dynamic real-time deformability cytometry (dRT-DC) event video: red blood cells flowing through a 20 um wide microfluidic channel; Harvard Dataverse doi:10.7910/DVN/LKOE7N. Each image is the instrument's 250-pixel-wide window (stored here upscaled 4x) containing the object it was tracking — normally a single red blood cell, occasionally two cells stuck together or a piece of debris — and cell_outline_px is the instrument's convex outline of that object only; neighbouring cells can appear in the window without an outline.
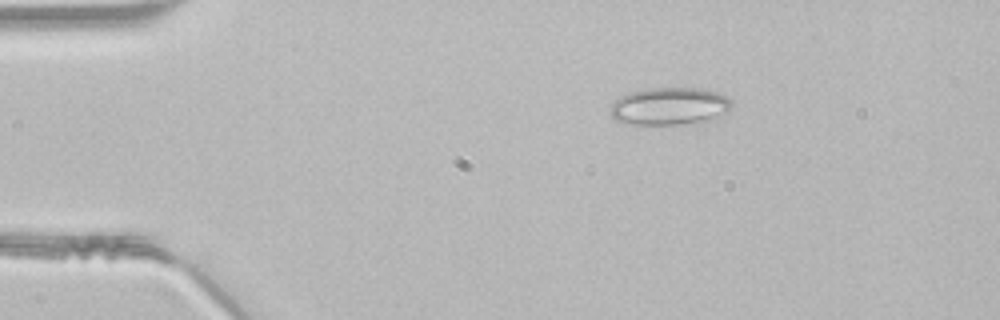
{"species": "common noctule bat (a hibernating species)", "species_latin": "Nyctalus noctula", "temperature_condition": "room temperature", "stored_images_in_passage": 40, "camera_frame_rate_fps": 3000, "um_per_image_px": 0.085, "animal": {"sex": "male", "body_mass_g": 21.5, "forearm_length_mm": 52.0}, "frame": {"image": 1, "passage_image": 1, "time_ms": 0.0, "image_size_px": [1000, 320], "cell_outline_px": [[732, 108], [728, 112], [708, 120], [684, 124], [624, 124], [612, 120], [608, 112], [612, 104], [620, 96], [628, 92], [648, 88], [700, 88], [716, 92], [732, 100]], "centroid_in_image_um": [56.85, 9.03], "position_along_channel_um": 28.1, "area_um2": 26.88}}
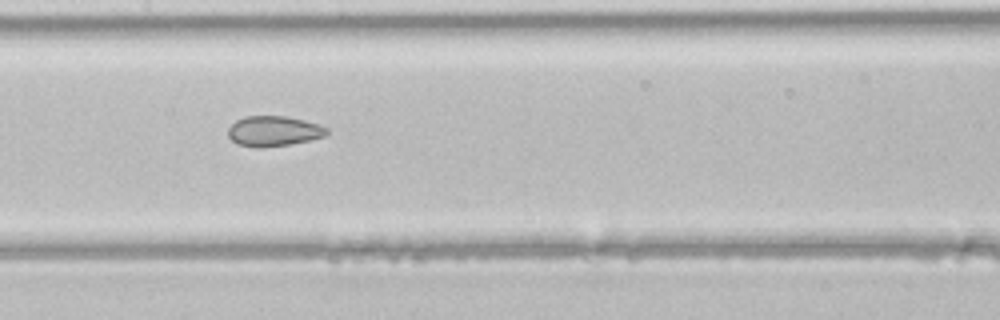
{"frame": {"image": 2, "passage_image": 16, "time_ms": 5.0, "image_size_px": [1000, 320], "cell_outline_px": [[328, 132], [324, 136], [292, 144], [264, 148], [256, 148], [236, 144], [228, 136], [228, 128], [236, 120], [244, 116], [288, 116], [320, 124], [328, 128]], "centroid_in_image_um": [23.25, 11.15], "position_along_channel_um": 184.2, "area_um2": 17.63}}
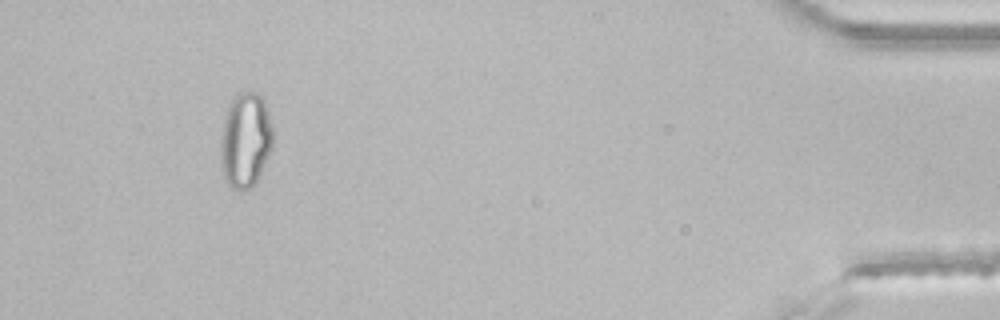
{"frame": {"image": 3, "passage_image": 37, "time_ms": 12.0, "image_size_px": [1000, 320], "cell_outline_px": [[272, 148], [252, 188], [232, 188], [228, 184], [224, 176], [220, 164], [220, 132], [224, 116], [228, 104], [236, 92], [256, 92], [264, 100], [268, 112], [272, 128]], "centroid_in_image_um": [20.82, 11.86], "position_along_channel_um": 414.4, "area_um2": 29.13}}